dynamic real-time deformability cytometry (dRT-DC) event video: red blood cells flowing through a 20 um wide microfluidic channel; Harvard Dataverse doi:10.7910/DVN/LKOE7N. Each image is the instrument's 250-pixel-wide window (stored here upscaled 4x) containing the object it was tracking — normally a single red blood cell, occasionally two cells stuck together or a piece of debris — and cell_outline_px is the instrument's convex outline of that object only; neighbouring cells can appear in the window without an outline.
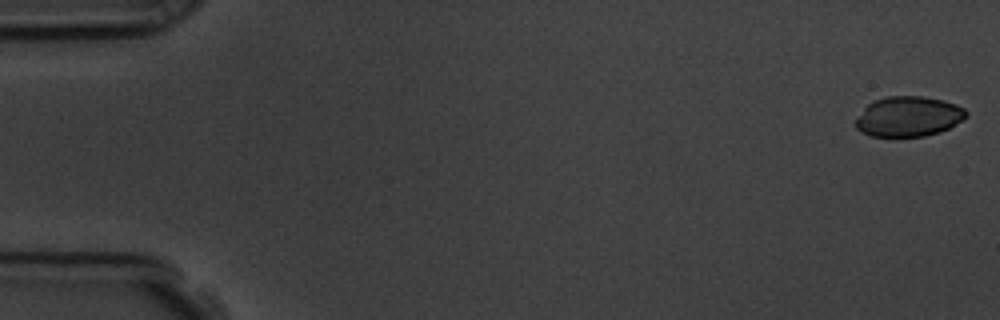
{"species": "common noctule bat (a hibernating species)", "species_latin": "Nyctalus noctula", "temperature_condition": "room temperature", "stored_images_in_passage": 12, "camera_frame_rate_fps": 3000, "um_per_image_px": 0.085, "animal": {"sex": "male", "body_mass_g": 19.5, "forearm_length_mm": 54.6}, "frame": {"image": 1, "passage_image": 1, "time_ms": 0.0, "image_size_px": [1000, 320], "cell_outline_px": [[968, 116], [948, 128], [940, 132], [924, 136], [872, 136], [860, 132], [856, 128], [856, 120], [864, 108], [868, 104], [876, 100], [888, 96], [924, 96], [944, 100], [956, 104], [964, 108], [968, 112]], "centroid_in_image_um": [77.24, 9.9], "position_along_channel_um": 7.8, "area_um2": 25.78}}